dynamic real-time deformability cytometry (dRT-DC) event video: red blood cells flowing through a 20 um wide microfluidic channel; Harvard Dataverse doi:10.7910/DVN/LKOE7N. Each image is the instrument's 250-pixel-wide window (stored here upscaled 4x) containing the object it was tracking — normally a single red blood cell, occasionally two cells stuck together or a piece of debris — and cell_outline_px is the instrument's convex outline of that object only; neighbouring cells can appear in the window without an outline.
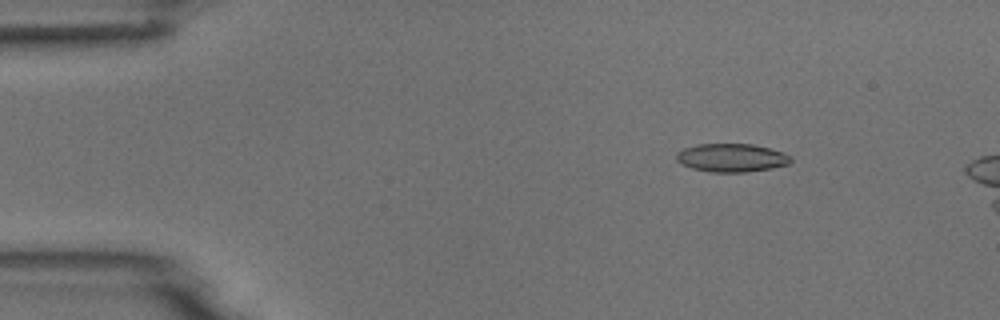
{"species": "common noctule bat (a hibernating species)", "species_latin": "Nyctalus noctula", "temperature_condition": "room temperature", "stored_images_in_passage": 4, "camera_frame_rate_fps": 3000, "um_per_image_px": 0.085, "animal": {"sex": "male", "body_mass_g": 18.8}, "frame": {"image": 1, "passage_image": 1, "time_ms": 0.0, "image_size_px": [1000, 320], "cell_outline_px": [[792, 160], [788, 164], [772, 168], [744, 172], [712, 172], [692, 168], [680, 164], [676, 160], [676, 152], [684, 148], [696, 144], [752, 144], [784, 152], [792, 156]], "centroid_in_image_um": [62.17, 13.41], "position_along_channel_um": 22.8, "area_um2": 18.96}}